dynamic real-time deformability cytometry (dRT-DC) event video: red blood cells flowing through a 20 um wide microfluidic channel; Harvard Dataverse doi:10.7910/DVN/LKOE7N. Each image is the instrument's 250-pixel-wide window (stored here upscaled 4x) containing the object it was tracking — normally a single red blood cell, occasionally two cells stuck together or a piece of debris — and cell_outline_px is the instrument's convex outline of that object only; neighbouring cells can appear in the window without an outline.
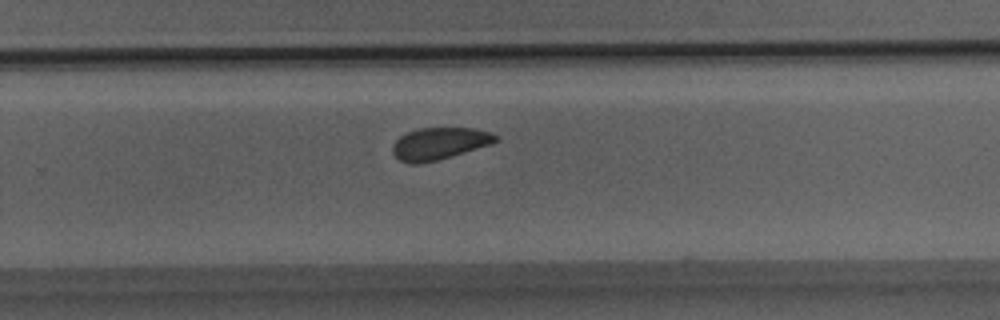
{"species": "Egyptian fruit bat (a non-hibernating species)", "species_latin": "Rousettus aegyptiacus", "temperature_condition": "room temperature", "stored_images_in_passage": 33, "camera_frame_rate_fps": 3000, "um_per_image_px": 0.085, "animal": {"sex": "male"}, "frame": {"image": 1, "passage_image": 20, "time_ms": 6.333, "image_size_px": [1000, 320], "cell_outline_px": [[500, 140], [492, 144], [452, 156], [436, 160], [416, 164], [408, 164], [400, 160], [392, 152], [392, 144], [400, 136], [408, 132], [420, 128], [476, 128], [492, 132]], "centroid_in_image_um": [37.37, 12.2], "position_along_channel_um": 292.4, "area_um2": 19.31}}
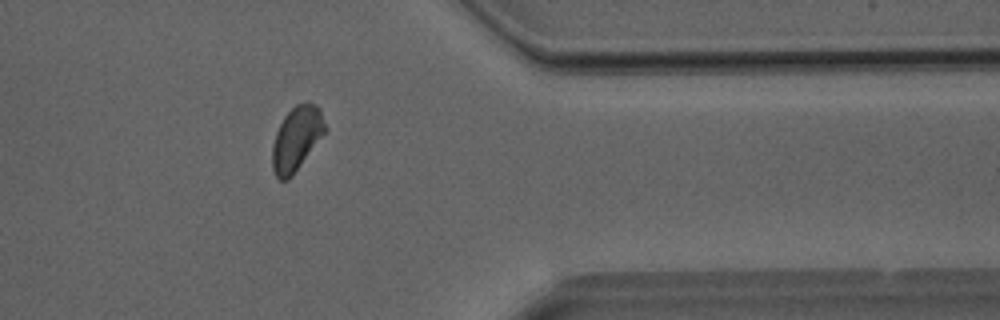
{"frame": {"image": 2, "passage_image": 26, "time_ms": 8.333, "image_size_px": [1000, 320], "cell_outline_px": [[328, 128], [292, 176], [288, 180], [280, 180], [276, 176], [272, 168], [272, 144], [276, 132], [284, 116], [296, 104], [308, 100], [316, 104], [320, 108]], "centroid_in_image_um": [25.22, 11.74], "position_along_channel_um": 386.2, "area_um2": 19.88}}
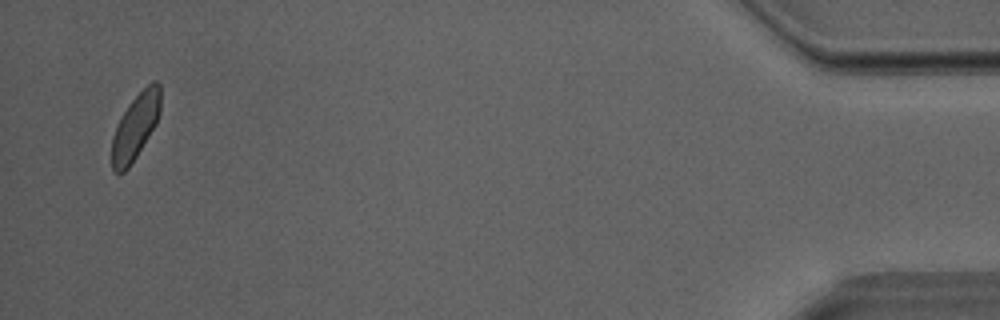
{"frame": {"image": 3, "passage_image": 32, "time_ms": 10.333, "image_size_px": [1000, 320], "cell_outline_px": [[160, 112], [156, 124], [136, 156], [128, 168], [124, 172], [116, 172], [112, 168], [112, 136], [116, 124], [120, 116], [128, 104], [152, 80], [156, 80], [160, 84]], "centroid_in_image_um": [11.51, 10.73], "position_along_channel_um": 423.7, "area_um2": 18.55}}